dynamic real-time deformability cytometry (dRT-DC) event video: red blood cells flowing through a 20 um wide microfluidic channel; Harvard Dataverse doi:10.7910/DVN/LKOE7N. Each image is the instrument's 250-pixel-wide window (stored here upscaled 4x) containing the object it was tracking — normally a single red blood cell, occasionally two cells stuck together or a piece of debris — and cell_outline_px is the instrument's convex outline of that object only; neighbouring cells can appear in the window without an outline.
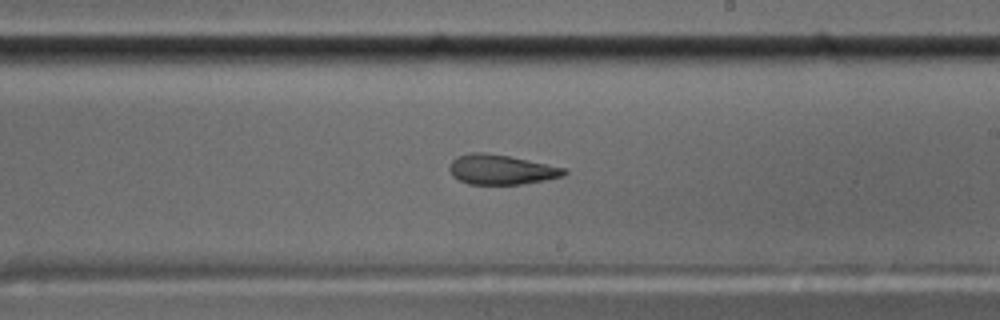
{"species": "common noctule bat (a hibernating species)", "species_latin": "Nyctalus noctula", "temperature_condition": "cold", "stored_images_in_passage": 47, "camera_frame_rate_fps": 3000, "um_per_image_px": 0.085, "animal": {"sex": "male", "body_mass_g": 17.5, "forearm_length_mm": 52.3}, "frame": {"image": 1, "passage_image": 34, "time_ms": 11.0, "image_size_px": [1000, 320], "cell_outline_px": [[568, 172], [564, 176], [544, 180], [520, 184], [468, 184], [452, 176], [448, 168], [452, 160], [456, 156], [468, 152], [484, 152], [508, 156], [568, 168]], "centroid_in_image_um": [42.59, 14.4], "position_along_channel_um": 246.4, "area_um2": 20.06}}